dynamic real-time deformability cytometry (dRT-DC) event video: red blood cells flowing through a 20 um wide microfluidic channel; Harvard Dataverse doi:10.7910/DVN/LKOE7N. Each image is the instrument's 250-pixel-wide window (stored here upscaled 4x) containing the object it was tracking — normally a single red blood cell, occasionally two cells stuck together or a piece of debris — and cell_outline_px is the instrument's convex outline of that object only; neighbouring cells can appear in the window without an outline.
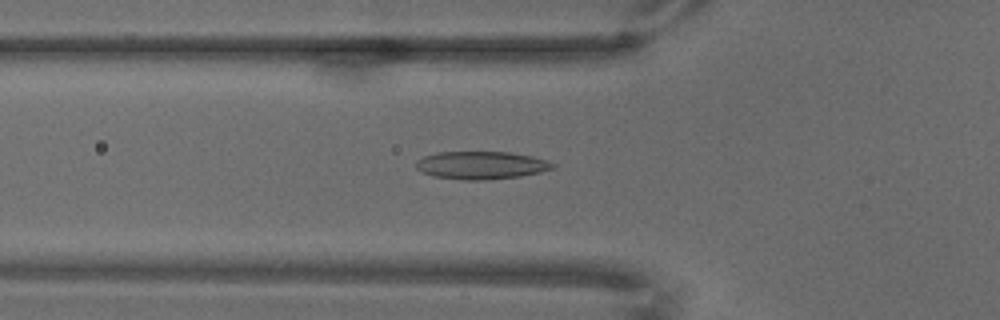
{"species": "common noctule bat (a hibernating species)", "species_latin": "Nyctalus noctula", "temperature_condition": "warm", "stored_images_in_passage": 50, "camera_frame_rate_fps": 3000, "um_per_image_px": 0.085, "animal": {"sex": "male", "body_mass_g": 18.8}, "frame": {"image": 1, "passage_image": 5, "time_ms": 1.333, "image_size_px": [1000, 320], "cell_outline_px": [[556, 168], [540, 172], [520, 176], [488, 180], [464, 180], [432, 176], [420, 172], [416, 168], [416, 160], [424, 156], [436, 152], [508, 152], [532, 156], [548, 160], [556, 164]], "centroid_in_image_um": [40.9, 14.05], "position_along_channel_um": 84.9, "area_um2": 22.43}}
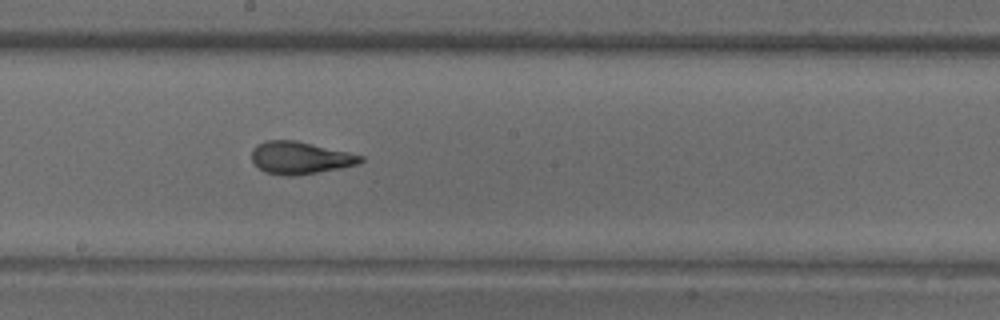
{"frame": {"image": 2, "passage_image": 19, "time_ms": 6.0, "image_size_px": [1000, 320], "cell_outline_px": [[364, 160], [356, 164], [340, 168], [292, 176], [288, 176], [264, 172], [252, 160], [252, 148], [256, 144], [268, 140], [296, 140], [348, 152], [364, 156]], "centroid_in_image_um": [25.49, 13.4], "position_along_channel_um": 222.7, "area_um2": 20.35}}
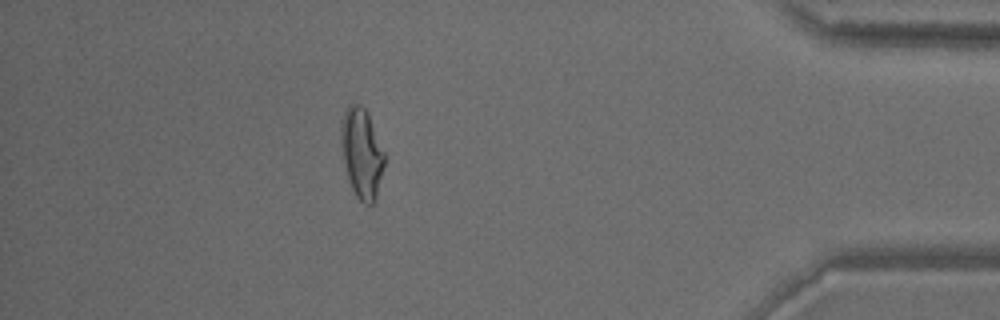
{"frame": {"image": 3, "passage_image": 42, "time_ms": 13.667, "image_size_px": [1000, 320], "cell_outline_px": [[384, 164], [376, 196], [372, 204], [364, 204], [356, 196], [348, 180], [340, 140], [340, 120], [348, 104], [360, 104], [368, 112], [384, 152]], "centroid_in_image_um": [30.72, 12.97], "position_along_channel_um": 404.5, "area_um2": 22.66}}